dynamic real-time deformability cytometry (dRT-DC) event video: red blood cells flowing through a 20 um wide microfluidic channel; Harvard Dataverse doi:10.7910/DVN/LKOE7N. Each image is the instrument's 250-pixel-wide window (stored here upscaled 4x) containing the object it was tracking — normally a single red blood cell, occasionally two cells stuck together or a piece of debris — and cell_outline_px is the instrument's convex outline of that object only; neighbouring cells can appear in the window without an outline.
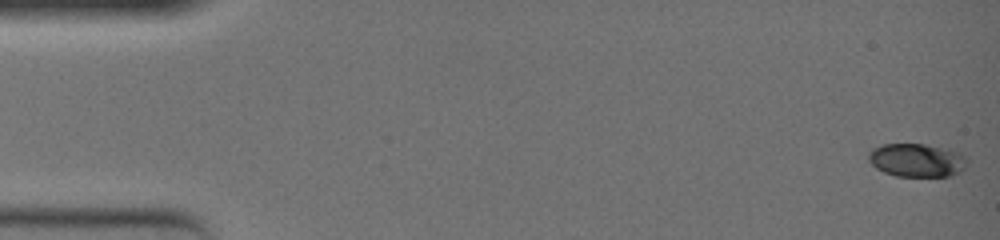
{"species": "common noctule bat (a hibernating species)", "species_latin": "Nyctalus noctula", "temperature_condition": "warm", "stored_images_in_passage": 50, "camera_frame_rate_fps": 3000, "um_per_image_px": 0.085, "animal": {"sex": "female", "body_mass_g": 19.0, "forearm_length_mm": 51.5}, "frame": {"image": 1, "passage_image": 1, "time_ms": 0.0, "image_size_px": [1000, 240], "cell_outline_px": [[968, 164], [960, 172], [948, 176], [896, 176], [884, 172], [876, 168], [868, 160], [868, 152], [872, 148], [884, 144], [924, 144], [960, 152], [964, 156]], "centroid_in_image_um": [77.91, 13.62], "position_along_channel_um": 7.1, "area_um2": 19.13}}
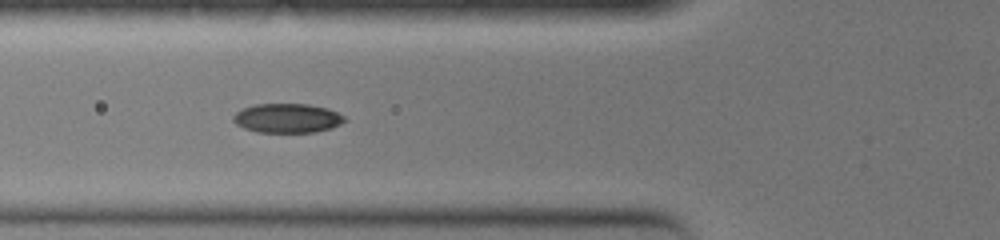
{"frame": {"image": 2, "passage_image": 20, "time_ms": 6.333, "image_size_px": [1000, 240], "cell_outline_px": [[348, 120], [332, 128], [316, 132], [256, 132], [244, 128], [236, 124], [232, 120], [232, 116], [240, 108], [252, 104], [308, 104], [328, 108], [344, 116]], "centroid_in_image_um": [24.4, 10.04], "position_along_channel_um": 101.4, "area_um2": 19.25}}
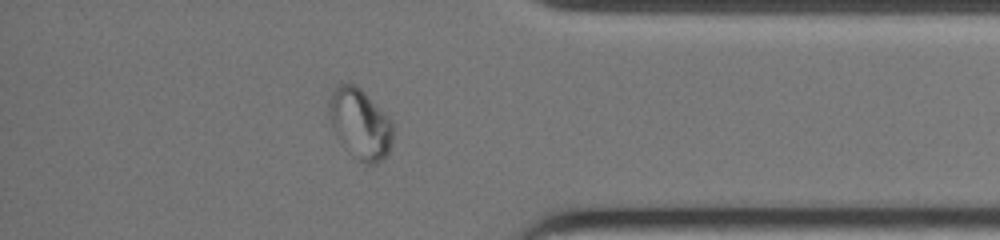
{"frame": {"image": 3, "passage_image": 44, "time_ms": 14.333, "image_size_px": [1000, 240], "cell_outline_px": [[392, 140], [388, 156], [376, 164], [364, 164], [352, 156], [340, 144], [336, 136], [328, 112], [328, 100], [336, 84], [340, 80], [348, 80], [356, 84], [392, 120]], "centroid_in_image_um": [30.57, 10.5], "position_along_channel_um": 404.6, "area_um2": 26.88}, "authors_computed_cell_mechanics": {"area_um2": 19.074, "velocity_mm_per_s": 3.8807, "shape_relaxation_time_tau1_ms": 7.1037, "shape_relaxation_time_tau2_ms": null, "deformation_change_tau1": 0.2193, "deformation_change_tau2": null}}